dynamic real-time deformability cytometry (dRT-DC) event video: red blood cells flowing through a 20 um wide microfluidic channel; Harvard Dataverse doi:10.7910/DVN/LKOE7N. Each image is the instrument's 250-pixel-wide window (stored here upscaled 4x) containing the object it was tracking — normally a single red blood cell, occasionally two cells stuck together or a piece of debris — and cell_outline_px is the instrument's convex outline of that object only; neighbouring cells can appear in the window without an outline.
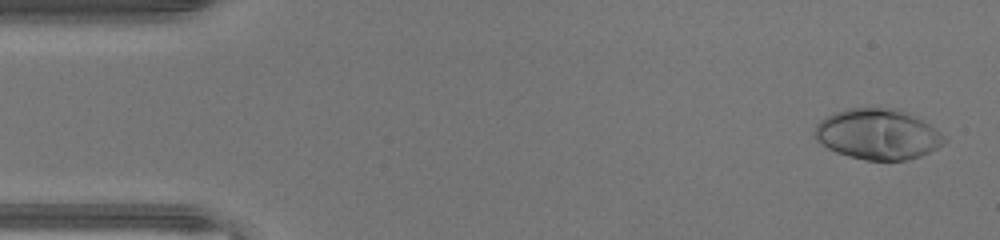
{"species": "human", "species_latin": "Homo sapiens", "temperature_condition": "warm", "stored_images_in_passage": 46, "camera_frame_rate_fps": 3000, "um_per_image_px": 0.085, "donor": {"sex": "male"}, "frame": {"image": 1, "passage_image": 2, "time_ms": 0.333, "image_size_px": [1000, 240], "cell_outline_px": [[948, 140], [944, 144], [920, 156], [908, 160], [864, 160], [848, 156], [836, 152], [820, 144], [816, 140], [816, 124], [820, 120], [836, 112], [848, 108], [900, 108], [916, 116], [940, 132]], "centroid_in_image_um": [74.62, 11.41], "position_along_channel_um": 10.4, "area_um2": 38.15}}
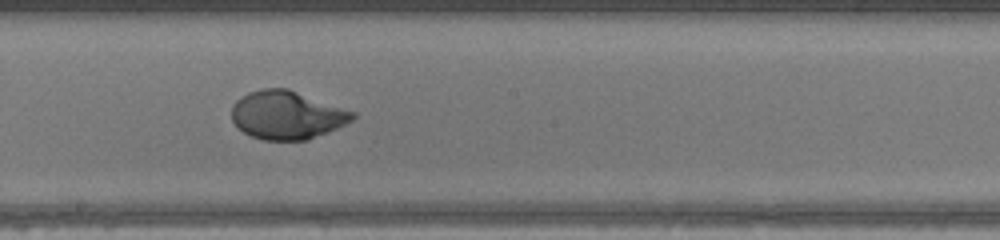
{"frame": {"image": 2, "passage_image": 25, "time_ms": 8.0, "image_size_px": [1000, 240], "cell_outline_px": [[356, 116], [352, 120], [328, 132], [308, 140], [264, 140], [252, 136], [244, 132], [232, 120], [232, 104], [240, 96], [248, 92], [260, 88], [288, 88], [356, 112]], "centroid_in_image_um": [24.38, 9.76], "position_along_channel_um": 223.8, "area_um2": 34.1}}
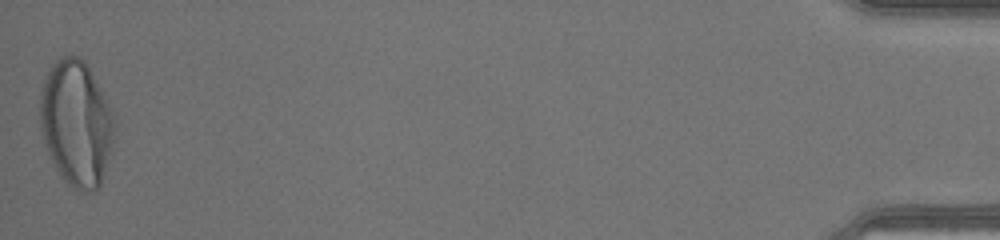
{"frame": {"image": 3, "passage_image": 46, "time_ms": 15.0, "image_size_px": [1000, 240], "cell_outline_px": [[116, 128], [112, 152], [100, 188], [92, 192], [84, 192], [72, 188], [64, 180], [56, 168], [44, 144], [40, 128], [40, 92], [44, 80], [52, 64], [60, 56], [80, 56], [84, 60], [100, 88], [112, 112], [116, 124]], "centroid_in_image_um": [6.5, 10.51], "position_along_channel_um": 428.7, "area_um2": 54.97}, "authors_computed_cell_mechanics": {"area_um2": 35.0557, "velocity_mm_per_s": 4.4474, "shape_relaxation_time_tau1_ms": 3.7748, "shape_relaxation_time_tau2_ms": null, "deformation_change_tau1": 0.2452, "deformation_change_tau2": null}}